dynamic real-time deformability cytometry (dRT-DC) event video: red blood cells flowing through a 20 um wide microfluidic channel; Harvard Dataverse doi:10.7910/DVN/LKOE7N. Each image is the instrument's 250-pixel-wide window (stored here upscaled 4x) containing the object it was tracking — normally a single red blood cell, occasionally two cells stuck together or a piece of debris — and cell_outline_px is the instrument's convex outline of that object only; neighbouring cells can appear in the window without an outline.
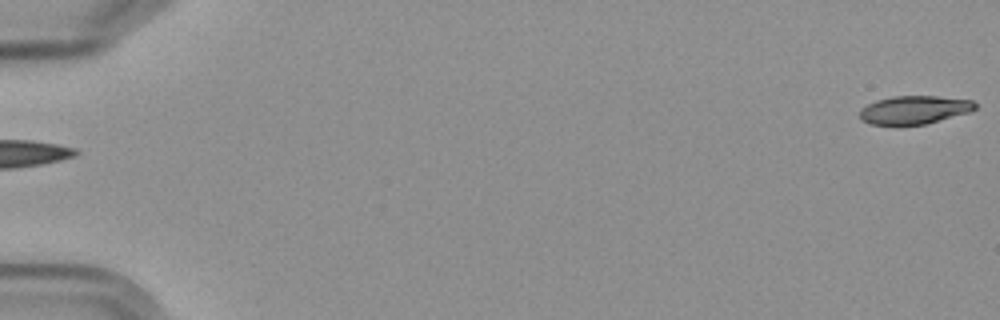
{"species": "Egyptian fruit bat (a non-hibernating species)", "species_latin": "Rousettus aegyptiacus", "temperature_condition": "cold", "stored_images_in_passage": 3, "segment_of_instrument_passage": [2, 2], "camera_frame_rate_fps": 3000, "um_per_image_px": 0.085, "frame": {"image": 1, "passage_image": 3, "time_ms": 2.333, "image_size_px": [1000, 320], "cell_outline_px": [[976, 108], [972, 112], [924, 124], [872, 124], [860, 120], [860, 108], [876, 100], [892, 96], [936, 96], [972, 100], [976, 104]], "centroid_in_image_um": [77.72, 9.33], "position_along_channel_um": 7.3, "area_um2": 18.96}}